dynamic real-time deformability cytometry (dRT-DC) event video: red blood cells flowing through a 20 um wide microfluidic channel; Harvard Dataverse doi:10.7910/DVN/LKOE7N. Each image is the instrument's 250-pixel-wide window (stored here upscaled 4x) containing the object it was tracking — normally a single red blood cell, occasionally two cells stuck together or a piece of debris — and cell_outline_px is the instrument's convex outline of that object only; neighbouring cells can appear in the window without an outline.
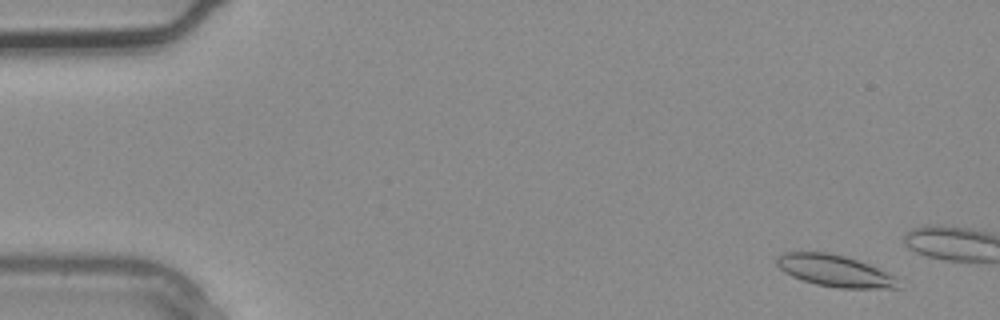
{"species": "common noctule bat (a hibernating species)", "species_latin": "Nyctalus noctula", "temperature_condition": "warm", "stored_images_in_passage": 3, "camera_frame_rate_fps": 3000, "um_per_image_px": 0.085, "animal": {"sex": "male", "body_mass_g": 20.4}, "frame": {"image": 1, "passage_image": 1, "time_ms": 0.0, "image_size_px": [1000, 320], "cell_outline_px": [[900, 288], [836, 288], [816, 284], [792, 276], [784, 272], [776, 264], [776, 260], [784, 252], [828, 252], [844, 256], [868, 264], [896, 276]], "centroid_in_image_um": [70.96, 23.02], "position_along_channel_um": 14.0, "area_um2": 22.25}}